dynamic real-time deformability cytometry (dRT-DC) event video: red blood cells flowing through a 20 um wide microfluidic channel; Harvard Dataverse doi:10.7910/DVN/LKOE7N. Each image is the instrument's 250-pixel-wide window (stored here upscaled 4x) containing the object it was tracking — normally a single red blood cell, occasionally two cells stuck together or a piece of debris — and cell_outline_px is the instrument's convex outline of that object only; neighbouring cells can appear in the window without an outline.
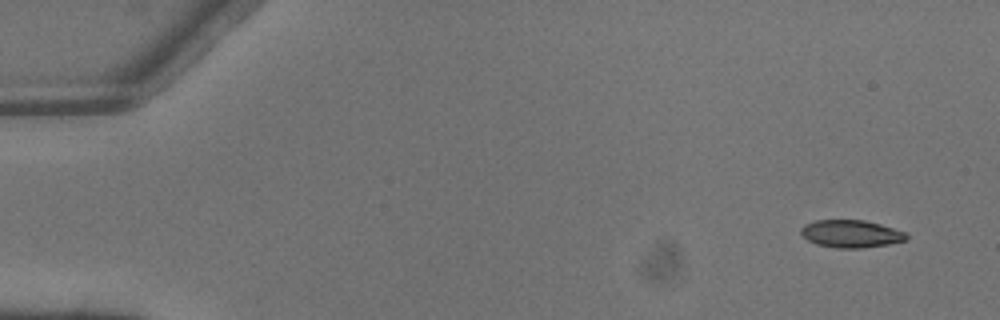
{"species": "common noctule bat (a hibernating species)", "species_latin": "Nyctalus noctula", "temperature_condition": "warm", "stored_images_in_passage": 4, "camera_frame_rate_fps": 3000, "um_per_image_px": 0.085, "animal": {"sex": "male", "body_mass_g": 13.3}, "frame": {"image": 1, "passage_image": 1, "time_ms": 0.0, "image_size_px": [1000, 320], "cell_outline_px": [[908, 240], [888, 244], [864, 248], [836, 248], [816, 244], [808, 240], [800, 232], [800, 228], [804, 224], [816, 220], [864, 220], [880, 224], [904, 232], [908, 236]], "centroid_in_image_um": [72.32, 19.87], "position_along_channel_um": 12.7, "area_um2": 16.94}}
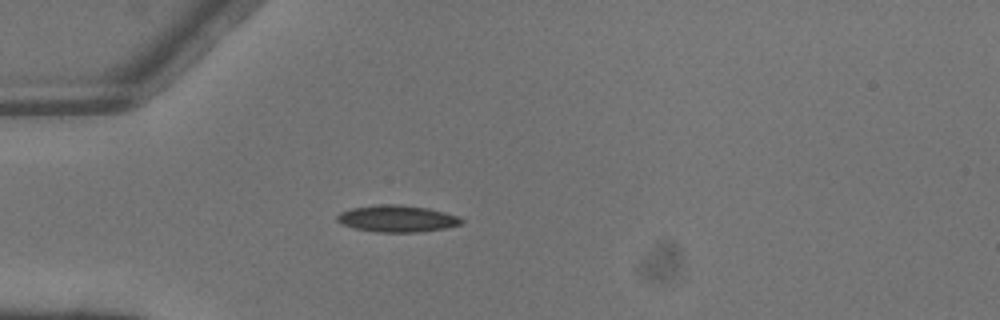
{"frame": {"image": 2, "passage_image": 4, "time_ms": 1.0, "image_size_px": [1000, 320], "cell_outline_px": [[464, 220], [460, 224], [444, 228], [420, 232], [376, 232], [352, 228], [340, 224], [336, 220], [336, 216], [340, 212], [352, 208], [384, 204], [400, 204], [428, 208], [444, 212], [456, 216]], "centroid_in_image_um": [33.7, 18.59], "position_along_channel_um": 51.3, "area_um2": 19.36}}